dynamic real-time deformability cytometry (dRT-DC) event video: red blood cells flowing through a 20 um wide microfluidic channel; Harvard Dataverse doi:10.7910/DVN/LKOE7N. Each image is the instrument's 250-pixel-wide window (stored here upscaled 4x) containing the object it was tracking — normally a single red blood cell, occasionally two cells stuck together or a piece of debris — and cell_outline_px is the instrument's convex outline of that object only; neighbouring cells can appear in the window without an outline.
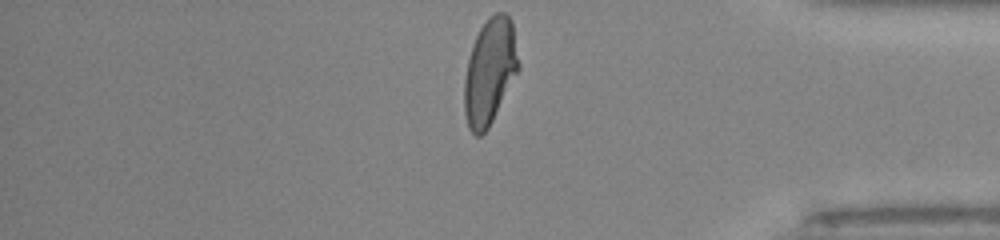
{"species": "human", "species_latin": "Homo sapiens", "temperature_condition": "room temperature", "stored_images_in_passage": 33, "camera_frame_rate_fps": 3000, "um_per_image_px": 0.085, "donor": {"sex": "male"}, "frame": {"image": 1, "passage_image": 33, "time_ms": 10.667, "image_size_px": [1000, 240], "cell_outline_px": [[520, 68], [488, 128], [480, 136], [476, 136], [468, 128], [464, 112], [464, 80], [468, 60], [472, 44], [480, 28], [496, 12], [508, 12], [512, 20], [520, 64]], "centroid_in_image_um": [41.64, 6.07], "position_along_channel_um": 393.6, "area_um2": 33.47}, "authors_computed_cell_mechanics": {"area_um2": 34.2176, "velocity_mm_per_s": 4.0624, "shape_relaxation_time_tau1_ms": 7.2088, "shape_relaxation_time_tau2_ms": null, "deformation_change_tau1": 0.2557, "deformation_change_tau2": null}}